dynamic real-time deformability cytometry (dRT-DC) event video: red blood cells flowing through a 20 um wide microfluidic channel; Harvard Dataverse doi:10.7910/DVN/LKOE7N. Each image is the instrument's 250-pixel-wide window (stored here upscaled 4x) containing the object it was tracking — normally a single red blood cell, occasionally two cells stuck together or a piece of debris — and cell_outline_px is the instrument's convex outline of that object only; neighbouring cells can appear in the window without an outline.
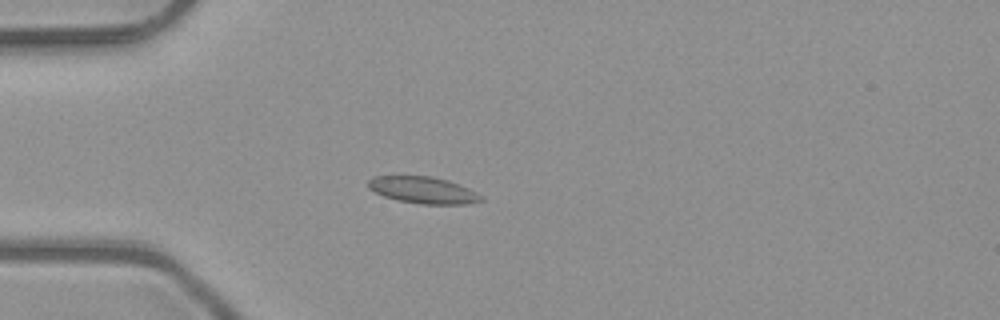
{"species": "common noctule bat (a hibernating species)", "species_latin": "Nyctalus noctula", "temperature_condition": "room temperature", "stored_images_in_passage": 4, "camera_frame_rate_fps": 3000, "um_per_image_px": 0.085, "animal": {"sex": "male", "body_mass_g": 23.1, "forearm_length_mm": 52.7}, "frame": {"image": 1, "passage_image": 4, "time_ms": 1.0, "image_size_px": [1000, 320], "cell_outline_px": [[484, 200], [464, 204], [420, 204], [396, 200], [384, 196], [368, 188], [368, 180], [372, 176], [432, 176], [448, 180], [468, 188], [476, 192]], "centroid_in_image_um": [35.93, 16.15], "position_along_channel_um": 49.1, "area_um2": 17.51}}